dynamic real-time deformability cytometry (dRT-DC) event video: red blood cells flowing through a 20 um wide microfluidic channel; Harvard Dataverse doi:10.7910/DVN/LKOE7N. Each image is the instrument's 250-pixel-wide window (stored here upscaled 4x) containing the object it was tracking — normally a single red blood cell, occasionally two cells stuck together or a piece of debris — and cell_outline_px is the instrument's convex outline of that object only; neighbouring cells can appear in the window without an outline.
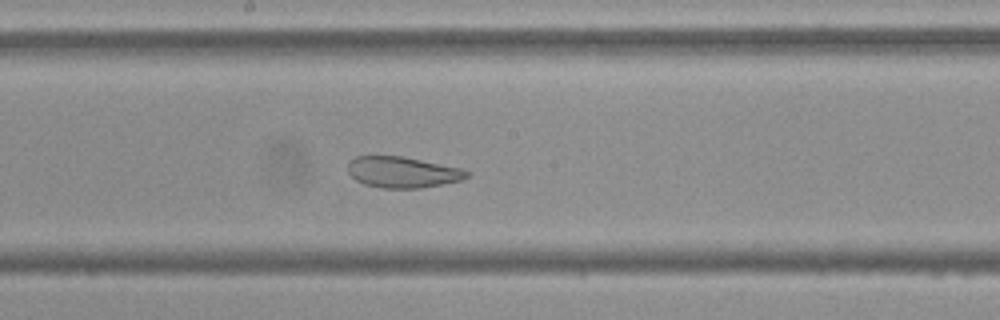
{"species": "Egyptian fruit bat (a non-hibernating species)", "species_latin": "Rousettus aegyptiacus", "temperature_condition": "cold", "stored_images_in_passage": 39, "camera_frame_rate_fps": 3000, "um_per_image_px": 0.085, "frame": {"image": 1, "passage_image": 13, "time_ms": 4.0, "image_size_px": [1000, 320], "cell_outline_px": [[472, 172], [468, 176], [460, 180], [420, 188], [380, 188], [364, 184], [356, 180], [348, 172], [348, 164], [356, 156], [400, 156], [460, 168]], "centroid_in_image_um": [34.2, 14.64], "position_along_channel_um": 214.0, "area_um2": 21.21}}
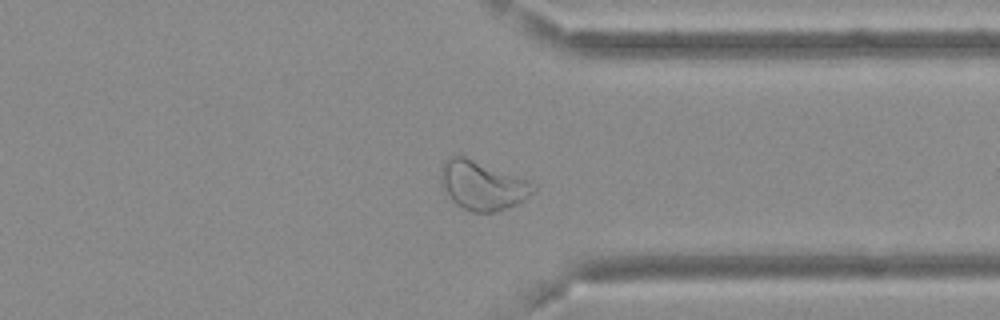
{"frame": {"image": 2, "passage_image": 26, "time_ms": 8.333, "image_size_px": [1000, 320], "cell_outline_px": [[536, 188], [524, 200], [516, 204], [496, 212], [472, 212], [456, 204], [452, 200], [444, 188], [440, 180], [440, 168], [444, 160], [452, 156], [464, 156], [528, 180], [536, 184]], "centroid_in_image_um": [40.99, 15.76], "position_along_channel_um": 370.4, "area_um2": 26.13}}
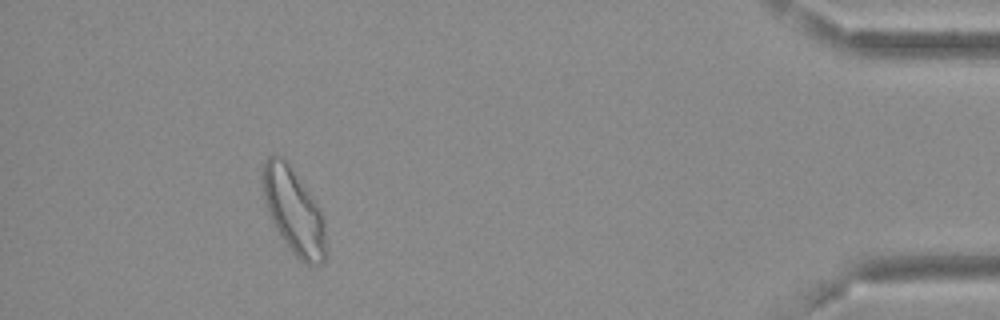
{"frame": {"image": 3, "passage_image": 34, "time_ms": 11.0, "image_size_px": [1000, 320], "cell_outline_px": [[328, 256], [324, 264], [316, 268], [300, 260], [292, 252], [280, 236], [264, 204], [264, 160], [268, 156], [280, 156], [288, 164], [320, 208], [324, 220], [328, 252]], "centroid_in_image_um": [25.04, 18.08], "position_along_channel_um": 410.2, "area_um2": 31.44}, "authors_computed_cell_mechanics": {"area_um2": 24.9118, "velocity_mm_per_s": 3.6454, "shape_relaxation_time_tau1_ms": null, "shape_relaxation_time_tau2_ms": 1.3578, "deformation_change_tau1": null, "deformation_change_tau2": 0.0836}}